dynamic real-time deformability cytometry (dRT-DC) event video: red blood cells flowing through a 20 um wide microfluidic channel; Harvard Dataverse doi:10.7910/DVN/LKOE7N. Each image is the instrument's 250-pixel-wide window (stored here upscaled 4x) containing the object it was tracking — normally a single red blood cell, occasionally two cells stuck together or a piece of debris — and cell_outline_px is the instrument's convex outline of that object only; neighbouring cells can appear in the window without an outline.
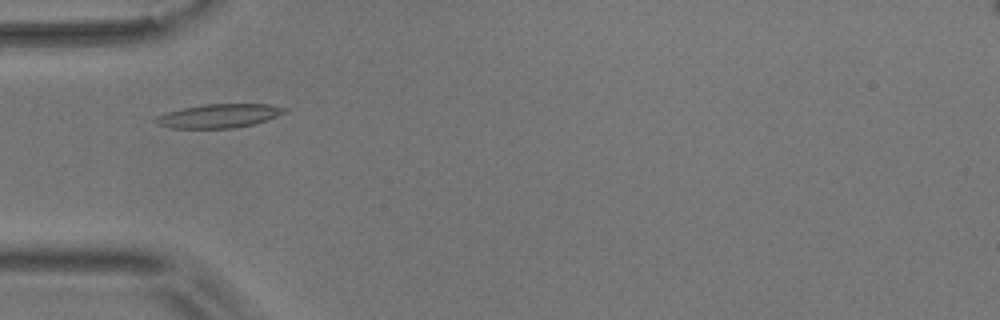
{"species": "common noctule bat (a hibernating species)", "species_latin": "Nyctalus noctula", "temperature_condition": "room temperature", "stored_images_in_passage": 40, "camera_frame_rate_fps": 3000, "um_per_image_px": 0.085, "animal": {"sex": "male", "body_mass_g": 17.9}, "frame": {"image": 1, "passage_image": 2, "time_ms": 0.333, "image_size_px": [1000, 320], "cell_outline_px": [[288, 112], [268, 120], [236, 128], [172, 128], [156, 124], [152, 120], [156, 116], [168, 112], [184, 108], [204, 104], [268, 104], [288, 108]], "centroid_in_image_um": [18.64, 9.85], "position_along_channel_um": 66.4, "area_um2": 17.98}}
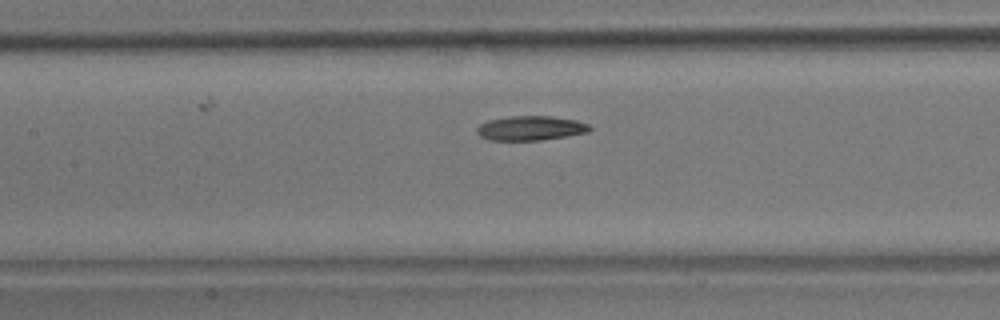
{"frame": {"image": 2, "passage_image": 10, "time_ms": 3.0, "image_size_px": [1000, 320], "cell_outline_px": [[592, 128], [588, 132], [540, 140], [492, 140], [480, 136], [476, 132], [476, 128], [480, 124], [488, 120], [508, 116], [552, 116], [576, 120], [588, 124]], "centroid_in_image_um": [45.08, 10.88], "position_along_channel_um": 162.3, "area_um2": 16.01}}
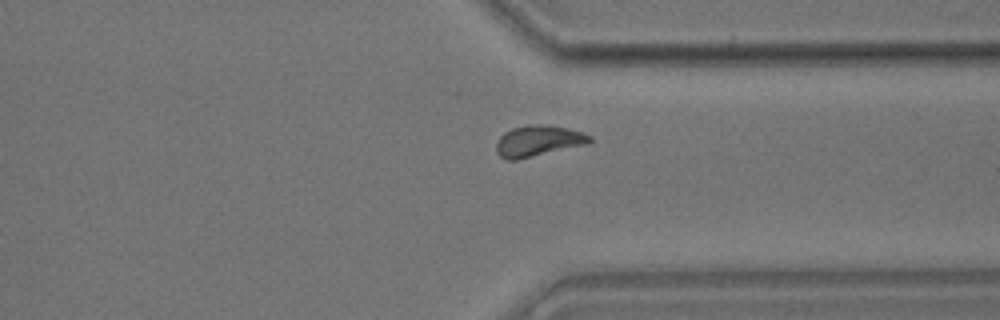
{"frame": {"image": 3, "passage_image": 27, "time_ms": 8.667, "image_size_px": [1000, 320], "cell_outline_px": [[592, 140], [588, 144], [516, 160], [504, 160], [496, 152], [496, 144], [500, 136], [504, 132], [512, 128], [528, 124], [540, 124], [568, 128], [584, 132], [592, 136]], "centroid_in_image_um": [45.75, 11.97], "position_along_channel_um": 365.7, "area_um2": 17.05}, "authors_computed_cell_mechanics": {"area_um2": 16.184, "velocity_mm_per_s": 3.6017, "shape_relaxation_time_tau1_ms": 5.9994, "shape_relaxation_time_tau2_ms": 4.7216, "deformation_change_tau1": 0.1327, "deformation_change_tau2": 0.0873}}